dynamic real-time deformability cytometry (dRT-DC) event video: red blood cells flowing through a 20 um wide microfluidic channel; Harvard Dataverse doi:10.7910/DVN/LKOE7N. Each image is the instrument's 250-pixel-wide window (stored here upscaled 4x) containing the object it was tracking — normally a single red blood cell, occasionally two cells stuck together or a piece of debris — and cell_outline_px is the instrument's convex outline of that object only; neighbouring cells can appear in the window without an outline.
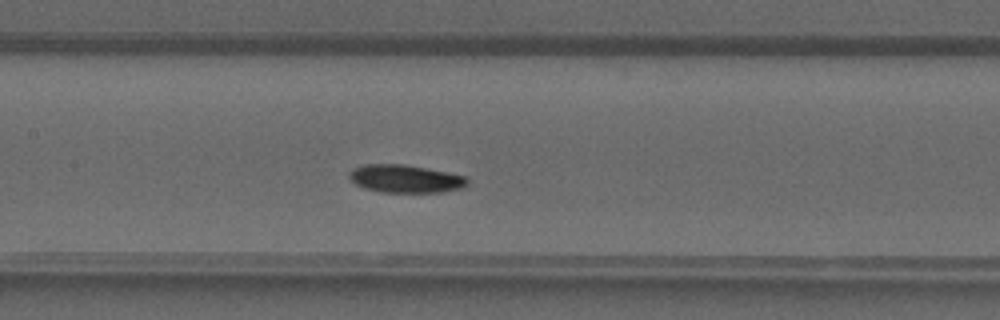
{"species": "common noctule bat (a hibernating species)", "species_latin": "Nyctalus noctula", "temperature_condition": "warm", "stored_images_in_passage": 35, "camera_frame_rate_fps": 3000, "um_per_image_px": 0.085, "animal": {"sex": "male", "forearm_length_mm": 52.5}, "frame": {"image": 1, "passage_image": 14, "time_ms": 4.333, "image_size_px": [1000, 320], "cell_outline_px": [[468, 184], [464, 188], [444, 192], [380, 192], [364, 188], [356, 184], [348, 176], [348, 172], [352, 168], [364, 164], [404, 164], [448, 172], [468, 176]], "centroid_in_image_um": [34.48, 15.19], "position_along_channel_um": 172.9, "area_um2": 19.48}}
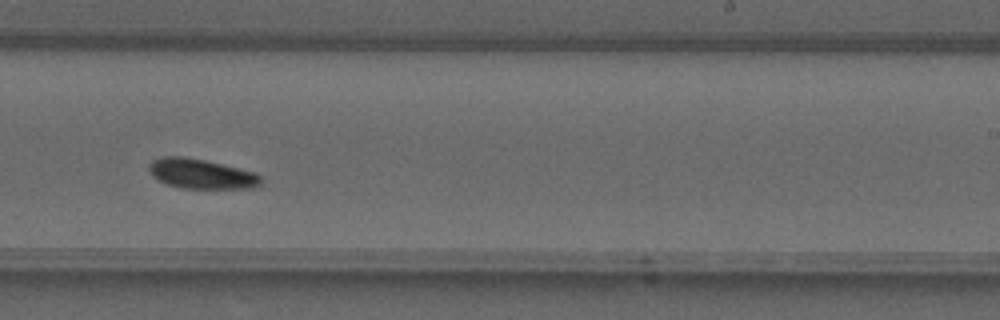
{"frame": {"image": 2, "passage_image": 20, "time_ms": 6.333, "image_size_px": [1000, 320], "cell_outline_px": [[260, 184], [256, 188], [184, 188], [168, 184], [152, 176], [148, 168], [148, 164], [152, 160], [164, 156], [184, 156], [204, 160], [256, 172], [260, 176]], "centroid_in_image_um": [17.1, 14.77], "position_along_channel_um": 271.9, "area_um2": 19.31}}
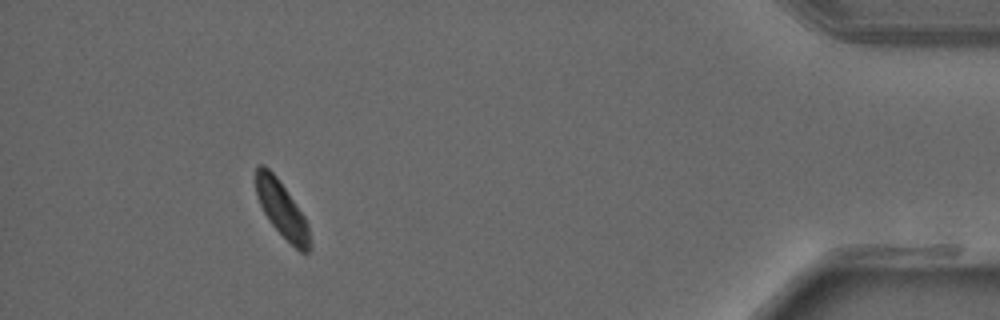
{"frame": {"image": 3, "passage_image": 32, "time_ms": 10.333, "image_size_px": [1000, 320], "cell_outline_px": [[312, 248], [308, 252], [300, 252], [268, 220], [256, 196], [256, 168], [260, 164], [264, 164], [276, 176], [304, 216], [308, 224], [312, 244]], "centroid_in_image_um": [23.97, 17.81], "position_along_channel_um": 411.2, "area_um2": 17.34}}